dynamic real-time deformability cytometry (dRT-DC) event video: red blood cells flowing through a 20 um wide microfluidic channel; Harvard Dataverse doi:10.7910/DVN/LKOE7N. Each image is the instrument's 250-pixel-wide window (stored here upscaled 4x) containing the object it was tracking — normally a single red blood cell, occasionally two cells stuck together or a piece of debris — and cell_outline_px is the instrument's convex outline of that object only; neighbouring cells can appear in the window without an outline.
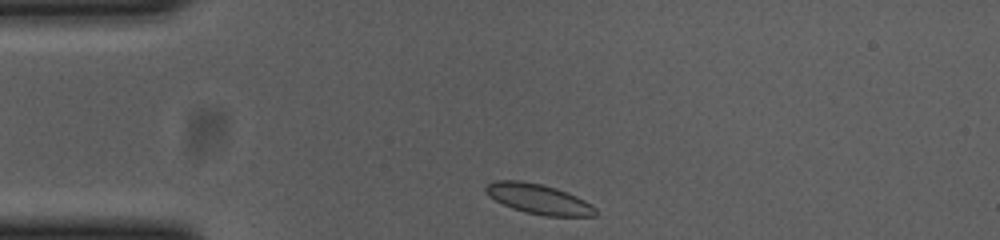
{"species": "common noctule bat (a hibernating species)", "species_latin": "Nyctalus noctula", "temperature_condition": "cold", "stored_images_in_passage": 28, "camera_frame_rate_fps": 3000, "um_per_image_px": 0.085, "animal": {"sex": "female", "body_mass_g": 23.0, "forearm_length_mm": 53.4}, "frame": {"image": 1, "passage_image": 1, "time_ms": 0.0, "image_size_px": [1000, 240], "cell_outline_px": [[596, 216], [544, 216], [524, 212], [512, 208], [488, 196], [484, 188], [488, 184], [496, 180], [520, 180], [540, 184], [556, 188], [576, 196], [592, 204], [596, 208]], "centroid_in_image_um": [45.78, 16.92], "position_along_channel_um": 39.2, "area_um2": 19.13}}
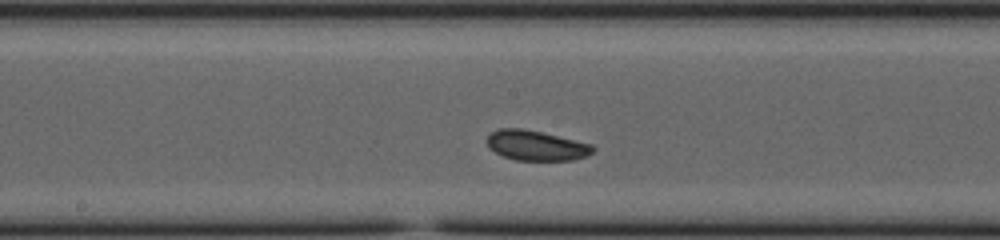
{"frame": {"image": 2, "passage_image": 17, "time_ms": 5.333, "image_size_px": [1000, 240], "cell_outline_px": [[596, 148], [588, 156], [572, 160], [516, 160], [504, 156], [496, 152], [488, 144], [488, 136], [492, 132], [500, 128], [520, 128], [540, 132], [592, 144]], "centroid_in_image_um": [45.62, 12.37], "position_along_channel_um": 202.6, "area_um2": 18.21}}
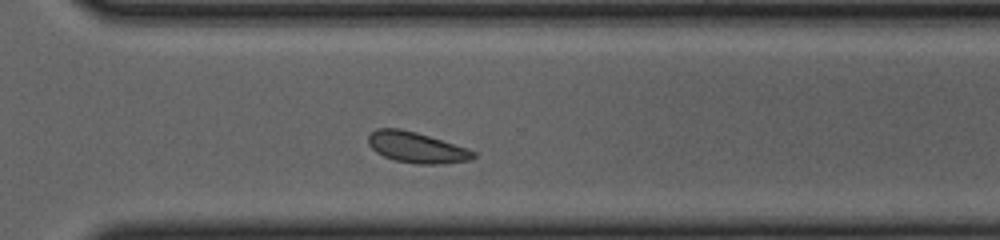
{"frame": {"image": 3, "passage_image": 28, "time_ms": 9.0, "image_size_px": [1000, 240], "cell_outline_px": [[476, 156], [472, 160], [444, 164], [416, 164], [396, 160], [384, 156], [376, 152], [368, 144], [368, 136], [376, 128], [400, 128], [416, 132], [468, 148], [476, 152]], "centroid_in_image_um": [35.43, 12.54], "position_along_channel_um": 335.2, "area_um2": 18.96}}